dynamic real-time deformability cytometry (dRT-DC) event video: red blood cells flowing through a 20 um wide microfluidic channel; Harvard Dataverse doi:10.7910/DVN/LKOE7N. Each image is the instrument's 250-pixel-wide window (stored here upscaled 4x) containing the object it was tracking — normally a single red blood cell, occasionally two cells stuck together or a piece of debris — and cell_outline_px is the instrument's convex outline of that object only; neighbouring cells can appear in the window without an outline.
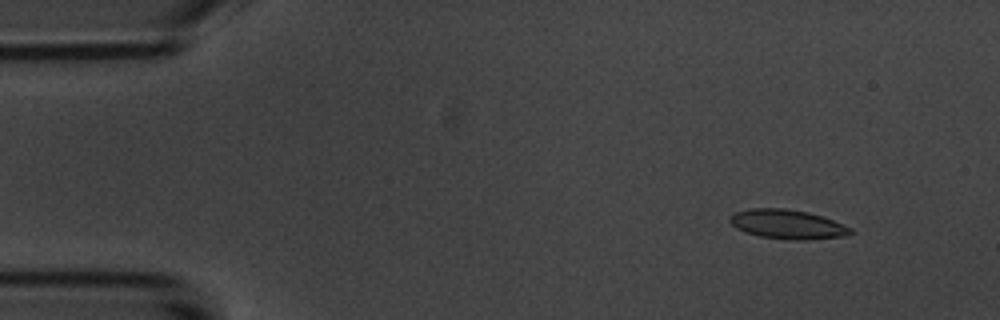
{"species": "common noctule bat (a hibernating species)", "species_latin": "Nyctalus noctula", "temperature_condition": "room temperature", "stored_images_in_passage": 5, "camera_frame_rate_fps": 3000, "um_per_image_px": 0.085, "animal": {"sex": "male", "body_mass_g": 20.1, "forearm_length_mm": 53.5}, "frame": {"image": 1, "passage_image": 1, "time_ms": 0.0, "image_size_px": [1000, 320], "cell_outline_px": [[856, 232], [848, 236], [808, 240], [792, 240], [760, 236], [736, 228], [728, 220], [728, 216], [736, 212], [748, 208], [784, 208], [808, 212], [824, 216], [852, 228]], "centroid_in_image_um": [66.99, 19.06], "position_along_channel_um": 18.0, "area_um2": 20.87}}
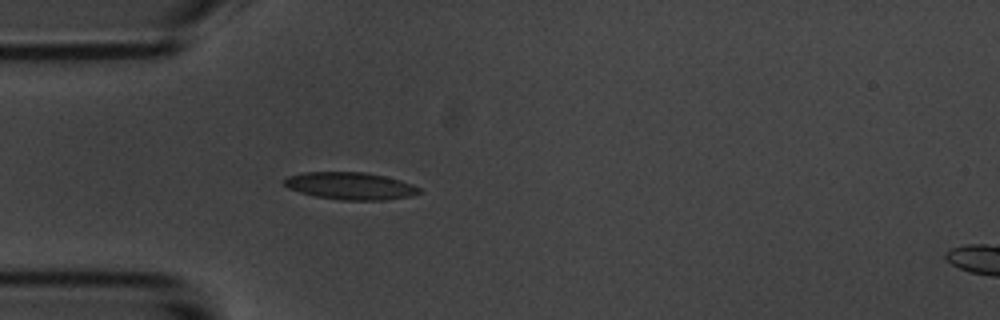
{"frame": {"image": 2, "passage_image": 4, "time_ms": 3.333, "image_size_px": [1000, 320], "cell_outline_px": [[420, 192], [408, 196], [384, 200], [340, 200], [316, 196], [300, 192], [288, 188], [284, 184], [284, 180], [288, 176], [304, 172], [364, 172], [384, 176], [400, 180], [412, 184], [420, 188]], "centroid_in_image_um": [29.76, 15.8], "position_along_channel_um": 55.2, "area_um2": 21.27}}